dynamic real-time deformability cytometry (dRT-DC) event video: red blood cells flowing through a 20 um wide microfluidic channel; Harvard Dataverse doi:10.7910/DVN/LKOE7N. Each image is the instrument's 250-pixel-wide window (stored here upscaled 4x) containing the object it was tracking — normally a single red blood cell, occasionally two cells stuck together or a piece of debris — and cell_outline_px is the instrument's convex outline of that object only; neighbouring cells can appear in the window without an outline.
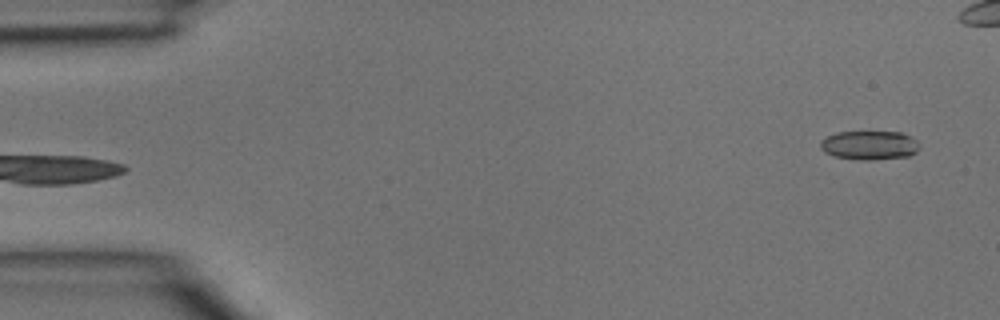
{"species": "common noctule bat (a hibernating species)", "species_latin": "Nyctalus noctula", "temperature_condition": "room temperature", "stored_images_in_passage": 5, "camera_frame_rate_fps": 3000, "um_per_image_px": 0.085, "animal": {"sex": "male", "body_mass_g": 15.6}, "frame": {"image": 1, "passage_image": 5, "time_ms": 1.333, "image_size_px": [1000, 320], "cell_outline_px": [[920, 148], [916, 152], [908, 156], [868, 160], [864, 160], [832, 156], [824, 152], [820, 148], [820, 140], [836, 132], [900, 132], [916, 140], [920, 144]], "centroid_in_image_um": [73.88, 12.34], "position_along_channel_um": 11.1, "area_um2": 16.7}}